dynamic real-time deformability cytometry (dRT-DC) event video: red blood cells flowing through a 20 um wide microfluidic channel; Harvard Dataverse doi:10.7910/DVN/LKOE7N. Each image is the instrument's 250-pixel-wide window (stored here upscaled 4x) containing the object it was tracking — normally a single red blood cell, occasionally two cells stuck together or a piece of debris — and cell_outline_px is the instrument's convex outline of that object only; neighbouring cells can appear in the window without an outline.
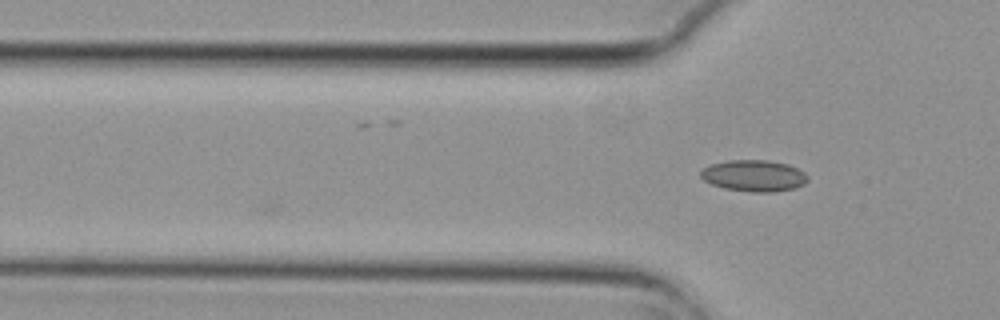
{"species": "common noctule bat (a hibernating species)", "species_latin": "Nyctalus noctula", "temperature_condition": "cold", "stored_images_in_passage": 5, "camera_frame_rate_fps": 3000, "um_per_image_px": 0.085, "animal": {"sex": "female", "body_mass_g": 29.2, "forearm_length_mm": 56.3}, "frame": {"image": 1, "passage_image": 5, "time_ms": 1.333, "image_size_px": [1000, 320], "cell_outline_px": [[808, 180], [804, 184], [796, 188], [772, 192], [752, 192], [724, 188], [712, 184], [704, 180], [700, 176], [700, 172], [704, 168], [712, 164], [728, 160], [768, 160], [788, 164], [804, 172], [808, 176]], "centroid_in_image_um": [64.1, 14.94], "position_along_channel_um": 61.7, "area_um2": 19.59}}